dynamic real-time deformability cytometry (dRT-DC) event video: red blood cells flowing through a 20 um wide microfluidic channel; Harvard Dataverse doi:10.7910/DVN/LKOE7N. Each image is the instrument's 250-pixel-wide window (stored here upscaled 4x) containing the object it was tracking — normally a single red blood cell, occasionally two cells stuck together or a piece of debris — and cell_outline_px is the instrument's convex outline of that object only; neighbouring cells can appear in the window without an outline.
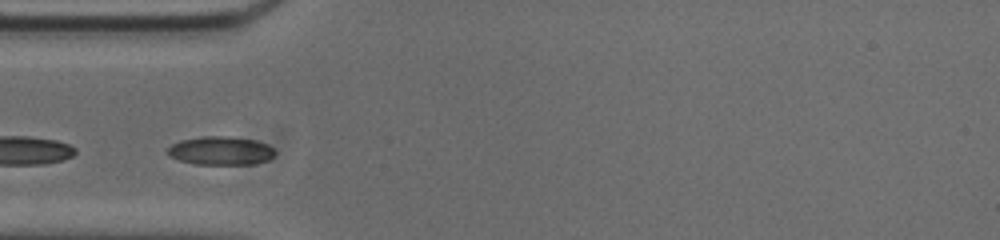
{"species": "common noctule bat (a hibernating species)", "species_latin": "Nyctalus noctula", "temperature_condition": "cold", "stored_images_in_passage": 21, "segment_of_instrument_passage": [2, 2], "camera_frame_rate_fps": 3000, "um_per_image_px": 0.085, "animal": {"sex": "male", "body_mass_g": 20.0, "forearm_length_mm": 53.3}, "frame": {"image": 1, "passage_image": 9, "time_ms": 2.667, "image_size_px": [1000, 240], "cell_outline_px": [[276, 152], [268, 160], [252, 164], [196, 164], [180, 160], [168, 156], [168, 148], [172, 144], [180, 140], [200, 136], [232, 136], [256, 140], [268, 144]], "centroid_in_image_um": [18.76, 12.79], "position_along_channel_um": 66.2, "area_um2": 17.92}}
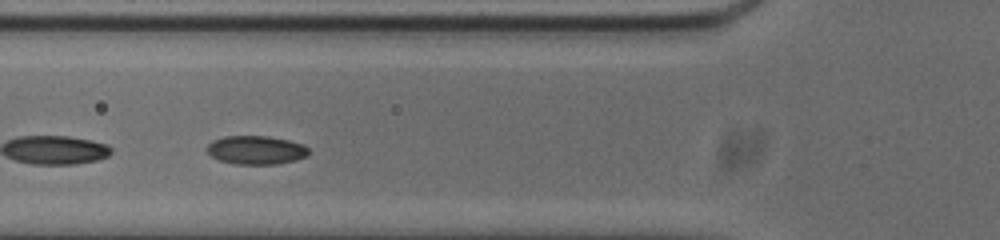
{"frame": {"image": 2, "passage_image": 12, "time_ms": 3.667, "image_size_px": [1000, 240], "cell_outline_px": [[308, 156], [296, 160], [276, 164], [236, 164], [220, 160], [212, 156], [208, 152], [208, 144], [212, 140], [224, 136], [268, 136], [288, 140], [304, 144], [308, 148]], "centroid_in_image_um": [21.79, 12.75], "position_along_channel_um": 104.0, "area_um2": 16.94}}
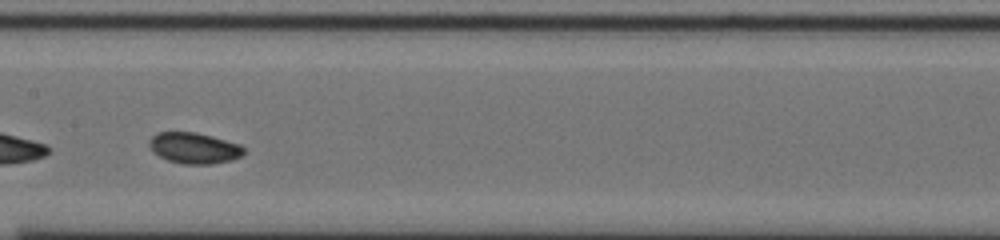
{"frame": {"image": 3, "passage_image": 19, "time_ms": 6.0, "image_size_px": [1000, 240], "cell_outline_px": [[244, 152], [240, 156], [232, 160], [212, 164], [180, 164], [168, 160], [152, 152], [148, 144], [148, 140], [156, 132], [196, 132], [212, 136], [240, 144], [244, 148]], "centroid_in_image_um": [16.47, 12.58], "position_along_channel_um": 190.9, "area_um2": 17.22}}